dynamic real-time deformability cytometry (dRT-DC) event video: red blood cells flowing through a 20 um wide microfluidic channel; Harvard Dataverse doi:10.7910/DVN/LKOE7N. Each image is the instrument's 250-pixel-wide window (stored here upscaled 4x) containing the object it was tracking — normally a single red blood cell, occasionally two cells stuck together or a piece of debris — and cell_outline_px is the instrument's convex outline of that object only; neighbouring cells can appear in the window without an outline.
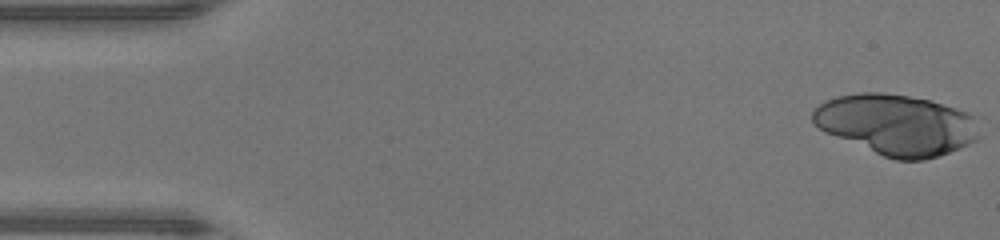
{"species": "human", "species_latin": "Homo sapiens", "temperature_condition": "warm", "stored_images_in_passage": 14, "camera_frame_rate_fps": 3000, "um_per_image_px": 0.085, "donor": {"sex": "male"}, "frame": {"image": 1, "passage_image": 1, "time_ms": 0.0, "image_size_px": [1000, 240], "cell_outline_px": [[980, 136], [976, 140], [968, 144], [940, 156], [924, 160], [896, 160], [884, 156], [824, 132], [812, 120], [812, 112], [820, 104], [836, 96], [860, 92], [880, 92], [908, 96], [928, 100], [956, 108], [968, 112], [972, 116]], "centroid_in_image_um": [76.19, 10.6], "position_along_channel_um": 8.8, "area_um2": 58.49}}